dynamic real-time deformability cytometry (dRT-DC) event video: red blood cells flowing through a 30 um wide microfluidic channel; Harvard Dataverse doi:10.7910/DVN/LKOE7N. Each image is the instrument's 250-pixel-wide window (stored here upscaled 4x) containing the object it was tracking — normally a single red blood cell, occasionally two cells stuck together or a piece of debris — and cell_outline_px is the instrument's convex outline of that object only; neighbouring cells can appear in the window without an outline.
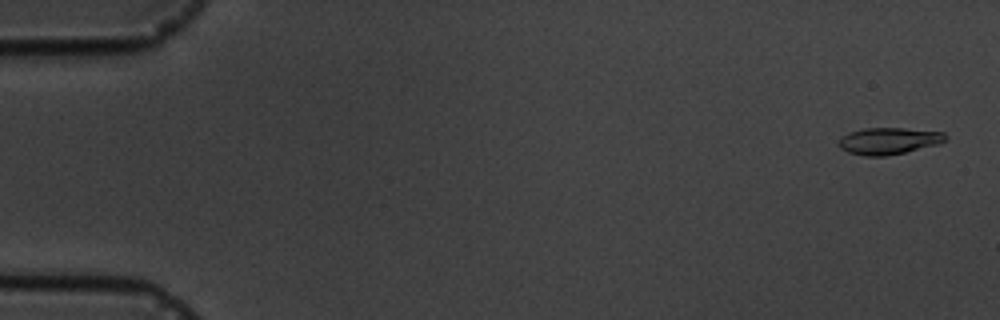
{"species": "common noctule bat (a hibernating species)", "species_latin": "Nyctalus noctula", "temperature_condition": "cold", "stored_images_in_passage": 7, "camera_frame_rate_fps": 3000, "um_per_image_px": 0.085, "animal": {"sex": "male", "body_mass_g": 19.5, "forearm_length_mm": 54.6}, "frame": {"image": 1, "passage_image": 1, "time_ms": 0.0, "image_size_px": [1000, 320], "cell_outline_px": [[948, 136], [940, 144], [904, 152], [884, 156], [864, 156], [848, 152], [840, 148], [836, 144], [848, 132], [864, 128], [904, 128], [944, 132]], "centroid_in_image_um": [75.54, 11.97], "position_along_channel_um": 9.5, "area_um2": 16.65}}
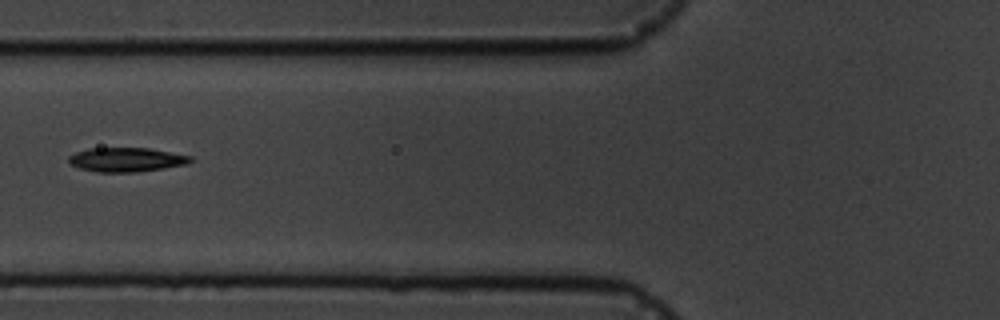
{"frame": {"image": 2, "passage_image": 7, "time_ms": 6.667, "image_size_px": [1000, 320], "cell_outline_px": [[196, 160], [188, 164], [164, 168], [136, 172], [96, 172], [80, 168], [68, 164], [68, 156], [76, 152], [88, 148], [148, 148], [192, 156]], "centroid_in_image_um": [10.75, 13.57], "position_along_channel_um": 115.0, "area_um2": 17.34}}